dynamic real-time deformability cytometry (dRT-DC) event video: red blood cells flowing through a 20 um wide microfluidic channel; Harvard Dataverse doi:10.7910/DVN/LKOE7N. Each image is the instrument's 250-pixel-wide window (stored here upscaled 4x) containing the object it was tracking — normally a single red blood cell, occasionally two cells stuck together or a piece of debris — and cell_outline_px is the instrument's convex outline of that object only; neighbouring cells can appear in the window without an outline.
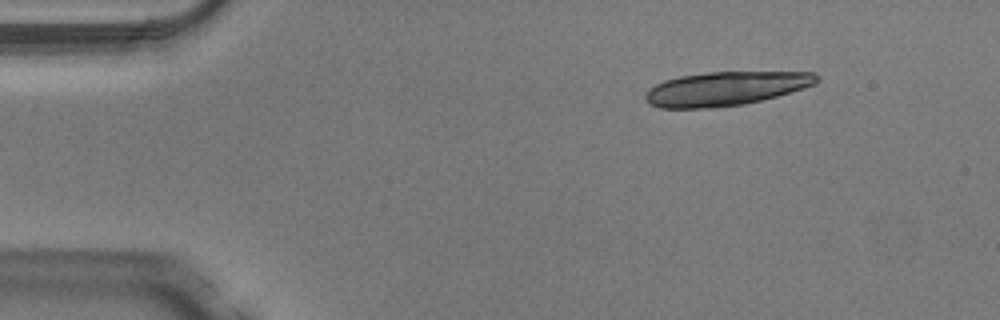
{"species": "Egyptian fruit bat (a non-hibernating species)", "species_latin": "Rousettus aegyptiacus", "temperature_condition": "warm", "stored_images_in_passage": 9, "camera_frame_rate_fps": 3000, "um_per_image_px": 0.085, "animal": {"sex": "male"}, "frame": {"image": 1, "passage_image": 2, "time_ms": 0.333, "image_size_px": [1000, 320], "cell_outline_px": [[820, 80], [816, 84], [776, 96], [744, 104], [712, 108], [660, 108], [648, 104], [644, 96], [648, 88], [664, 80], [680, 76], [708, 72], [816, 72], [820, 76]], "centroid_in_image_um": [61.67, 7.53], "position_along_channel_um": 23.3, "area_um2": 33.99}}